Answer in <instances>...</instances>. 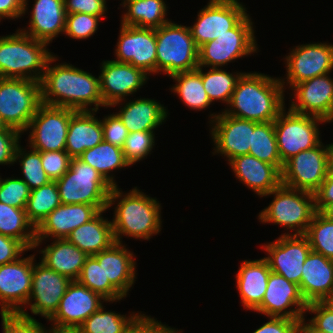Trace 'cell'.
<instances>
[{"mask_svg": "<svg viewBox=\"0 0 333 333\" xmlns=\"http://www.w3.org/2000/svg\"><path fill=\"white\" fill-rule=\"evenodd\" d=\"M56 60L55 55L49 59L40 82L42 104L76 111H98L99 106L107 108L101 96L99 77L71 64L50 66ZM93 104L95 107L88 109Z\"/></svg>", "mask_w": 333, "mask_h": 333, "instance_id": "obj_1", "label": "cell"}, {"mask_svg": "<svg viewBox=\"0 0 333 333\" xmlns=\"http://www.w3.org/2000/svg\"><path fill=\"white\" fill-rule=\"evenodd\" d=\"M284 87L280 78L262 73H243L224 113L255 122L274 121L285 108Z\"/></svg>", "mask_w": 333, "mask_h": 333, "instance_id": "obj_2", "label": "cell"}, {"mask_svg": "<svg viewBox=\"0 0 333 333\" xmlns=\"http://www.w3.org/2000/svg\"><path fill=\"white\" fill-rule=\"evenodd\" d=\"M118 199L121 200L115 207V215L112 220L116 242L121 243L123 235L149 240L151 236L161 231V205L156 201L157 199L145 195L137 187L123 195V192L116 186L109 194L108 208Z\"/></svg>", "mask_w": 333, "mask_h": 333, "instance_id": "obj_3", "label": "cell"}, {"mask_svg": "<svg viewBox=\"0 0 333 333\" xmlns=\"http://www.w3.org/2000/svg\"><path fill=\"white\" fill-rule=\"evenodd\" d=\"M19 30L0 37V78L41 82L53 54L46 49L47 43Z\"/></svg>", "mask_w": 333, "mask_h": 333, "instance_id": "obj_4", "label": "cell"}, {"mask_svg": "<svg viewBox=\"0 0 333 333\" xmlns=\"http://www.w3.org/2000/svg\"><path fill=\"white\" fill-rule=\"evenodd\" d=\"M270 195H274V199L259 213L260 222L279 224L294 230V235H305L317 212L314 194L293 189L281 183L264 197Z\"/></svg>", "mask_w": 333, "mask_h": 333, "instance_id": "obj_5", "label": "cell"}, {"mask_svg": "<svg viewBox=\"0 0 333 333\" xmlns=\"http://www.w3.org/2000/svg\"><path fill=\"white\" fill-rule=\"evenodd\" d=\"M56 183L61 204H89L100 211L108 209L113 187L97 170L79 158H71L68 171Z\"/></svg>", "mask_w": 333, "mask_h": 333, "instance_id": "obj_6", "label": "cell"}, {"mask_svg": "<svg viewBox=\"0 0 333 333\" xmlns=\"http://www.w3.org/2000/svg\"><path fill=\"white\" fill-rule=\"evenodd\" d=\"M156 73L169 76L197 69L198 47L189 26L169 21L156 28Z\"/></svg>", "mask_w": 333, "mask_h": 333, "instance_id": "obj_7", "label": "cell"}, {"mask_svg": "<svg viewBox=\"0 0 333 333\" xmlns=\"http://www.w3.org/2000/svg\"><path fill=\"white\" fill-rule=\"evenodd\" d=\"M41 104L40 82L0 78V118L7 127L22 134Z\"/></svg>", "mask_w": 333, "mask_h": 333, "instance_id": "obj_8", "label": "cell"}, {"mask_svg": "<svg viewBox=\"0 0 333 333\" xmlns=\"http://www.w3.org/2000/svg\"><path fill=\"white\" fill-rule=\"evenodd\" d=\"M246 14L227 33L198 48V66L221 68L238 58L257 52L253 22Z\"/></svg>", "mask_w": 333, "mask_h": 333, "instance_id": "obj_9", "label": "cell"}, {"mask_svg": "<svg viewBox=\"0 0 333 333\" xmlns=\"http://www.w3.org/2000/svg\"><path fill=\"white\" fill-rule=\"evenodd\" d=\"M285 108L273 121L276 142L281 161L284 164L288 159L317 146L320 141L319 122L325 120L311 115L296 113Z\"/></svg>", "mask_w": 333, "mask_h": 333, "instance_id": "obj_10", "label": "cell"}, {"mask_svg": "<svg viewBox=\"0 0 333 333\" xmlns=\"http://www.w3.org/2000/svg\"><path fill=\"white\" fill-rule=\"evenodd\" d=\"M329 171L328 144L299 152L288 159L281 171V183L293 189L315 193Z\"/></svg>", "mask_w": 333, "mask_h": 333, "instance_id": "obj_11", "label": "cell"}, {"mask_svg": "<svg viewBox=\"0 0 333 333\" xmlns=\"http://www.w3.org/2000/svg\"><path fill=\"white\" fill-rule=\"evenodd\" d=\"M76 110L41 104L31 119L30 148L45 151H65L70 117Z\"/></svg>", "mask_w": 333, "mask_h": 333, "instance_id": "obj_12", "label": "cell"}, {"mask_svg": "<svg viewBox=\"0 0 333 333\" xmlns=\"http://www.w3.org/2000/svg\"><path fill=\"white\" fill-rule=\"evenodd\" d=\"M239 0H209L208 4L198 13L197 21L189 27L196 46L215 40L227 33L246 14Z\"/></svg>", "mask_w": 333, "mask_h": 333, "instance_id": "obj_13", "label": "cell"}, {"mask_svg": "<svg viewBox=\"0 0 333 333\" xmlns=\"http://www.w3.org/2000/svg\"><path fill=\"white\" fill-rule=\"evenodd\" d=\"M284 233L276 241L263 245L264 257L273 273L300 285L302 268L311 247L305 235Z\"/></svg>", "mask_w": 333, "mask_h": 333, "instance_id": "obj_14", "label": "cell"}, {"mask_svg": "<svg viewBox=\"0 0 333 333\" xmlns=\"http://www.w3.org/2000/svg\"><path fill=\"white\" fill-rule=\"evenodd\" d=\"M286 78L280 79L282 86L289 83V87L330 73L333 70V45L329 43H311L296 46L286 56Z\"/></svg>", "mask_w": 333, "mask_h": 333, "instance_id": "obj_15", "label": "cell"}, {"mask_svg": "<svg viewBox=\"0 0 333 333\" xmlns=\"http://www.w3.org/2000/svg\"><path fill=\"white\" fill-rule=\"evenodd\" d=\"M34 258V255L23 259L20 257L14 262L0 265V313L25 310L32 288Z\"/></svg>", "mask_w": 333, "mask_h": 333, "instance_id": "obj_16", "label": "cell"}, {"mask_svg": "<svg viewBox=\"0 0 333 333\" xmlns=\"http://www.w3.org/2000/svg\"><path fill=\"white\" fill-rule=\"evenodd\" d=\"M116 62L129 63L147 74L156 73V29L121 25Z\"/></svg>", "mask_w": 333, "mask_h": 333, "instance_id": "obj_17", "label": "cell"}, {"mask_svg": "<svg viewBox=\"0 0 333 333\" xmlns=\"http://www.w3.org/2000/svg\"><path fill=\"white\" fill-rule=\"evenodd\" d=\"M307 305L299 285L271 271L264 298L254 311L267 317L303 320Z\"/></svg>", "mask_w": 333, "mask_h": 333, "instance_id": "obj_18", "label": "cell"}, {"mask_svg": "<svg viewBox=\"0 0 333 333\" xmlns=\"http://www.w3.org/2000/svg\"><path fill=\"white\" fill-rule=\"evenodd\" d=\"M100 92L106 107L120 104L124 97L139 90L148 80V74L129 63L114 60L102 62Z\"/></svg>", "mask_w": 333, "mask_h": 333, "instance_id": "obj_19", "label": "cell"}, {"mask_svg": "<svg viewBox=\"0 0 333 333\" xmlns=\"http://www.w3.org/2000/svg\"><path fill=\"white\" fill-rule=\"evenodd\" d=\"M210 116L215 153L226 156L228 161L237 156L249 154L254 121L236 118L224 112Z\"/></svg>", "mask_w": 333, "mask_h": 333, "instance_id": "obj_20", "label": "cell"}, {"mask_svg": "<svg viewBox=\"0 0 333 333\" xmlns=\"http://www.w3.org/2000/svg\"><path fill=\"white\" fill-rule=\"evenodd\" d=\"M34 264L36 263H33L32 288L27 304L34 315L39 314L49 320L58 310L71 280L42 262Z\"/></svg>", "mask_w": 333, "mask_h": 333, "instance_id": "obj_21", "label": "cell"}, {"mask_svg": "<svg viewBox=\"0 0 333 333\" xmlns=\"http://www.w3.org/2000/svg\"><path fill=\"white\" fill-rule=\"evenodd\" d=\"M330 73L316 76L294 85V100L289 107L290 110L319 117L326 122L333 121V79Z\"/></svg>", "mask_w": 333, "mask_h": 333, "instance_id": "obj_22", "label": "cell"}, {"mask_svg": "<svg viewBox=\"0 0 333 333\" xmlns=\"http://www.w3.org/2000/svg\"><path fill=\"white\" fill-rule=\"evenodd\" d=\"M104 301L105 299L99 294L73 280L67 286L58 310L49 321L60 326L80 327Z\"/></svg>", "mask_w": 333, "mask_h": 333, "instance_id": "obj_23", "label": "cell"}, {"mask_svg": "<svg viewBox=\"0 0 333 333\" xmlns=\"http://www.w3.org/2000/svg\"><path fill=\"white\" fill-rule=\"evenodd\" d=\"M100 210L89 204H61L36 228L34 249L45 238L66 239L77 227L93 219Z\"/></svg>", "mask_w": 333, "mask_h": 333, "instance_id": "obj_24", "label": "cell"}, {"mask_svg": "<svg viewBox=\"0 0 333 333\" xmlns=\"http://www.w3.org/2000/svg\"><path fill=\"white\" fill-rule=\"evenodd\" d=\"M123 243L115 242L93 256L102 264L104 283H111L124 297L135 282L134 254Z\"/></svg>", "mask_w": 333, "mask_h": 333, "instance_id": "obj_25", "label": "cell"}, {"mask_svg": "<svg viewBox=\"0 0 333 333\" xmlns=\"http://www.w3.org/2000/svg\"><path fill=\"white\" fill-rule=\"evenodd\" d=\"M230 167L239 181L263 197L281 184V172L267 162L245 154L229 161Z\"/></svg>", "mask_w": 333, "mask_h": 333, "instance_id": "obj_26", "label": "cell"}, {"mask_svg": "<svg viewBox=\"0 0 333 333\" xmlns=\"http://www.w3.org/2000/svg\"><path fill=\"white\" fill-rule=\"evenodd\" d=\"M299 289L307 304L323 301L333 291V260L311 250L303 264Z\"/></svg>", "mask_w": 333, "mask_h": 333, "instance_id": "obj_27", "label": "cell"}, {"mask_svg": "<svg viewBox=\"0 0 333 333\" xmlns=\"http://www.w3.org/2000/svg\"><path fill=\"white\" fill-rule=\"evenodd\" d=\"M31 9L28 30L21 29L22 32L47 44L58 34H64L67 15L64 0H35Z\"/></svg>", "mask_w": 333, "mask_h": 333, "instance_id": "obj_28", "label": "cell"}, {"mask_svg": "<svg viewBox=\"0 0 333 333\" xmlns=\"http://www.w3.org/2000/svg\"><path fill=\"white\" fill-rule=\"evenodd\" d=\"M94 112L97 111H75L70 117L65 151L71 158H78L103 141L102 120Z\"/></svg>", "mask_w": 333, "mask_h": 333, "instance_id": "obj_29", "label": "cell"}, {"mask_svg": "<svg viewBox=\"0 0 333 333\" xmlns=\"http://www.w3.org/2000/svg\"><path fill=\"white\" fill-rule=\"evenodd\" d=\"M271 269L265 258L244 260L236 274V284L241 303L246 309L255 310L262 302Z\"/></svg>", "mask_w": 333, "mask_h": 333, "instance_id": "obj_30", "label": "cell"}, {"mask_svg": "<svg viewBox=\"0 0 333 333\" xmlns=\"http://www.w3.org/2000/svg\"><path fill=\"white\" fill-rule=\"evenodd\" d=\"M101 210L93 219L74 229L66 238L88 256L97 254L115 243L112 221L102 217Z\"/></svg>", "mask_w": 333, "mask_h": 333, "instance_id": "obj_31", "label": "cell"}, {"mask_svg": "<svg viewBox=\"0 0 333 333\" xmlns=\"http://www.w3.org/2000/svg\"><path fill=\"white\" fill-rule=\"evenodd\" d=\"M51 244L40 250L41 262L71 281L77 280L88 255L67 239H54Z\"/></svg>", "mask_w": 333, "mask_h": 333, "instance_id": "obj_32", "label": "cell"}, {"mask_svg": "<svg viewBox=\"0 0 333 333\" xmlns=\"http://www.w3.org/2000/svg\"><path fill=\"white\" fill-rule=\"evenodd\" d=\"M129 133L136 131H154L167 118L166 108L154 99L140 98L132 100L119 113Z\"/></svg>", "mask_w": 333, "mask_h": 333, "instance_id": "obj_33", "label": "cell"}, {"mask_svg": "<svg viewBox=\"0 0 333 333\" xmlns=\"http://www.w3.org/2000/svg\"><path fill=\"white\" fill-rule=\"evenodd\" d=\"M123 6L128 11L122 17V25L156 29L169 22L164 0H129Z\"/></svg>", "mask_w": 333, "mask_h": 333, "instance_id": "obj_34", "label": "cell"}, {"mask_svg": "<svg viewBox=\"0 0 333 333\" xmlns=\"http://www.w3.org/2000/svg\"><path fill=\"white\" fill-rule=\"evenodd\" d=\"M78 158L97 170L112 187H116L117 184L113 175L111 176L108 173L115 169L130 166L124 158L122 148L105 141L87 149Z\"/></svg>", "mask_w": 333, "mask_h": 333, "instance_id": "obj_35", "label": "cell"}, {"mask_svg": "<svg viewBox=\"0 0 333 333\" xmlns=\"http://www.w3.org/2000/svg\"><path fill=\"white\" fill-rule=\"evenodd\" d=\"M0 234L20 241L28 250L34 249L36 228L28 220L25 209L0 202Z\"/></svg>", "mask_w": 333, "mask_h": 333, "instance_id": "obj_36", "label": "cell"}, {"mask_svg": "<svg viewBox=\"0 0 333 333\" xmlns=\"http://www.w3.org/2000/svg\"><path fill=\"white\" fill-rule=\"evenodd\" d=\"M176 81L171 91L181 98L183 103L193 110H201L211 105L202 82V67L170 76Z\"/></svg>", "mask_w": 333, "mask_h": 333, "instance_id": "obj_37", "label": "cell"}, {"mask_svg": "<svg viewBox=\"0 0 333 333\" xmlns=\"http://www.w3.org/2000/svg\"><path fill=\"white\" fill-rule=\"evenodd\" d=\"M249 154L257 159L274 165L280 172L283 163L278 151L273 121L255 122L252 133V146Z\"/></svg>", "mask_w": 333, "mask_h": 333, "instance_id": "obj_38", "label": "cell"}, {"mask_svg": "<svg viewBox=\"0 0 333 333\" xmlns=\"http://www.w3.org/2000/svg\"><path fill=\"white\" fill-rule=\"evenodd\" d=\"M59 205L60 195L56 181L31 190L25 212L28 220L37 228L41 222Z\"/></svg>", "mask_w": 333, "mask_h": 333, "instance_id": "obj_39", "label": "cell"}, {"mask_svg": "<svg viewBox=\"0 0 333 333\" xmlns=\"http://www.w3.org/2000/svg\"><path fill=\"white\" fill-rule=\"evenodd\" d=\"M77 281L99 294L105 299V302H117V300L124 298L111 283H104L102 264H99L93 255L86 258Z\"/></svg>", "mask_w": 333, "mask_h": 333, "instance_id": "obj_40", "label": "cell"}, {"mask_svg": "<svg viewBox=\"0 0 333 333\" xmlns=\"http://www.w3.org/2000/svg\"><path fill=\"white\" fill-rule=\"evenodd\" d=\"M243 73L232 74L220 68H211L208 72L202 71V82L211 103L213 101H224L227 106L230 103L233 91L238 79Z\"/></svg>", "mask_w": 333, "mask_h": 333, "instance_id": "obj_41", "label": "cell"}, {"mask_svg": "<svg viewBox=\"0 0 333 333\" xmlns=\"http://www.w3.org/2000/svg\"><path fill=\"white\" fill-rule=\"evenodd\" d=\"M140 313L121 315L105 311L103 305L80 326L82 333H125L127 327Z\"/></svg>", "mask_w": 333, "mask_h": 333, "instance_id": "obj_42", "label": "cell"}, {"mask_svg": "<svg viewBox=\"0 0 333 333\" xmlns=\"http://www.w3.org/2000/svg\"><path fill=\"white\" fill-rule=\"evenodd\" d=\"M305 236L311 250L333 260V221L321 212H316Z\"/></svg>", "mask_w": 333, "mask_h": 333, "instance_id": "obj_43", "label": "cell"}, {"mask_svg": "<svg viewBox=\"0 0 333 333\" xmlns=\"http://www.w3.org/2000/svg\"><path fill=\"white\" fill-rule=\"evenodd\" d=\"M28 152L26 153L19 144L15 153V162L19 160L24 175L22 180L29 186L30 190H34L51 180L42 168L41 152L34 149H30Z\"/></svg>", "mask_w": 333, "mask_h": 333, "instance_id": "obj_44", "label": "cell"}, {"mask_svg": "<svg viewBox=\"0 0 333 333\" xmlns=\"http://www.w3.org/2000/svg\"><path fill=\"white\" fill-rule=\"evenodd\" d=\"M154 131H136L128 134L122 147L125 160L130 164L144 159L153 149Z\"/></svg>", "mask_w": 333, "mask_h": 333, "instance_id": "obj_45", "label": "cell"}, {"mask_svg": "<svg viewBox=\"0 0 333 333\" xmlns=\"http://www.w3.org/2000/svg\"><path fill=\"white\" fill-rule=\"evenodd\" d=\"M31 190L22 178L0 177V202L25 209Z\"/></svg>", "mask_w": 333, "mask_h": 333, "instance_id": "obj_46", "label": "cell"}, {"mask_svg": "<svg viewBox=\"0 0 333 333\" xmlns=\"http://www.w3.org/2000/svg\"><path fill=\"white\" fill-rule=\"evenodd\" d=\"M102 17L85 13H72L66 15L64 34L73 39H86L91 37L98 29V22Z\"/></svg>", "mask_w": 333, "mask_h": 333, "instance_id": "obj_47", "label": "cell"}, {"mask_svg": "<svg viewBox=\"0 0 333 333\" xmlns=\"http://www.w3.org/2000/svg\"><path fill=\"white\" fill-rule=\"evenodd\" d=\"M3 333H44V327L26 310L19 313H0Z\"/></svg>", "mask_w": 333, "mask_h": 333, "instance_id": "obj_48", "label": "cell"}, {"mask_svg": "<svg viewBox=\"0 0 333 333\" xmlns=\"http://www.w3.org/2000/svg\"><path fill=\"white\" fill-rule=\"evenodd\" d=\"M306 312L315 316L305 323V318L300 322V330H318L333 333V311L322 301L308 303Z\"/></svg>", "mask_w": 333, "mask_h": 333, "instance_id": "obj_49", "label": "cell"}, {"mask_svg": "<svg viewBox=\"0 0 333 333\" xmlns=\"http://www.w3.org/2000/svg\"><path fill=\"white\" fill-rule=\"evenodd\" d=\"M71 157L66 151L41 152V163L51 181L60 179L69 169Z\"/></svg>", "mask_w": 333, "mask_h": 333, "instance_id": "obj_50", "label": "cell"}, {"mask_svg": "<svg viewBox=\"0 0 333 333\" xmlns=\"http://www.w3.org/2000/svg\"><path fill=\"white\" fill-rule=\"evenodd\" d=\"M103 141L112 145L123 147L126 138L128 137V129L124 126L119 116L110 114L102 120Z\"/></svg>", "mask_w": 333, "mask_h": 333, "instance_id": "obj_51", "label": "cell"}, {"mask_svg": "<svg viewBox=\"0 0 333 333\" xmlns=\"http://www.w3.org/2000/svg\"><path fill=\"white\" fill-rule=\"evenodd\" d=\"M21 133L11 127L0 130V165L15 163V153Z\"/></svg>", "mask_w": 333, "mask_h": 333, "instance_id": "obj_52", "label": "cell"}, {"mask_svg": "<svg viewBox=\"0 0 333 333\" xmlns=\"http://www.w3.org/2000/svg\"><path fill=\"white\" fill-rule=\"evenodd\" d=\"M125 333H180V330L176 331V329L156 321L154 317L140 313L127 327Z\"/></svg>", "mask_w": 333, "mask_h": 333, "instance_id": "obj_53", "label": "cell"}, {"mask_svg": "<svg viewBox=\"0 0 333 333\" xmlns=\"http://www.w3.org/2000/svg\"><path fill=\"white\" fill-rule=\"evenodd\" d=\"M64 6L67 14L85 13L105 17L107 10L106 0H64Z\"/></svg>", "mask_w": 333, "mask_h": 333, "instance_id": "obj_54", "label": "cell"}, {"mask_svg": "<svg viewBox=\"0 0 333 333\" xmlns=\"http://www.w3.org/2000/svg\"><path fill=\"white\" fill-rule=\"evenodd\" d=\"M270 321L263 324L253 333H300V322L283 317H269Z\"/></svg>", "mask_w": 333, "mask_h": 333, "instance_id": "obj_55", "label": "cell"}, {"mask_svg": "<svg viewBox=\"0 0 333 333\" xmlns=\"http://www.w3.org/2000/svg\"><path fill=\"white\" fill-rule=\"evenodd\" d=\"M26 251L20 241L0 234V265L16 261Z\"/></svg>", "mask_w": 333, "mask_h": 333, "instance_id": "obj_56", "label": "cell"}, {"mask_svg": "<svg viewBox=\"0 0 333 333\" xmlns=\"http://www.w3.org/2000/svg\"><path fill=\"white\" fill-rule=\"evenodd\" d=\"M314 197L317 212L322 213L331 203H333V172L328 171L327 177L314 193Z\"/></svg>", "mask_w": 333, "mask_h": 333, "instance_id": "obj_57", "label": "cell"}, {"mask_svg": "<svg viewBox=\"0 0 333 333\" xmlns=\"http://www.w3.org/2000/svg\"><path fill=\"white\" fill-rule=\"evenodd\" d=\"M24 14V0H0V19H18ZM0 20V22H1Z\"/></svg>", "mask_w": 333, "mask_h": 333, "instance_id": "obj_58", "label": "cell"}, {"mask_svg": "<svg viewBox=\"0 0 333 333\" xmlns=\"http://www.w3.org/2000/svg\"><path fill=\"white\" fill-rule=\"evenodd\" d=\"M52 326L50 331L44 328V333H82L80 327L60 326L56 324Z\"/></svg>", "mask_w": 333, "mask_h": 333, "instance_id": "obj_59", "label": "cell"}, {"mask_svg": "<svg viewBox=\"0 0 333 333\" xmlns=\"http://www.w3.org/2000/svg\"><path fill=\"white\" fill-rule=\"evenodd\" d=\"M329 151V171L333 172V143L328 144Z\"/></svg>", "mask_w": 333, "mask_h": 333, "instance_id": "obj_60", "label": "cell"}, {"mask_svg": "<svg viewBox=\"0 0 333 333\" xmlns=\"http://www.w3.org/2000/svg\"><path fill=\"white\" fill-rule=\"evenodd\" d=\"M322 302L333 311V291Z\"/></svg>", "mask_w": 333, "mask_h": 333, "instance_id": "obj_61", "label": "cell"}, {"mask_svg": "<svg viewBox=\"0 0 333 333\" xmlns=\"http://www.w3.org/2000/svg\"><path fill=\"white\" fill-rule=\"evenodd\" d=\"M323 215H325L328 219L333 221V203H331L323 212Z\"/></svg>", "mask_w": 333, "mask_h": 333, "instance_id": "obj_62", "label": "cell"}, {"mask_svg": "<svg viewBox=\"0 0 333 333\" xmlns=\"http://www.w3.org/2000/svg\"><path fill=\"white\" fill-rule=\"evenodd\" d=\"M300 333H327V332L318 331V330H300Z\"/></svg>", "mask_w": 333, "mask_h": 333, "instance_id": "obj_63", "label": "cell"}, {"mask_svg": "<svg viewBox=\"0 0 333 333\" xmlns=\"http://www.w3.org/2000/svg\"><path fill=\"white\" fill-rule=\"evenodd\" d=\"M27 2H28V0H24V14L28 10V7H27L28 3Z\"/></svg>", "mask_w": 333, "mask_h": 333, "instance_id": "obj_64", "label": "cell"}, {"mask_svg": "<svg viewBox=\"0 0 333 333\" xmlns=\"http://www.w3.org/2000/svg\"><path fill=\"white\" fill-rule=\"evenodd\" d=\"M6 127V125L2 122L0 118V130H3Z\"/></svg>", "mask_w": 333, "mask_h": 333, "instance_id": "obj_65", "label": "cell"}]
</instances>
